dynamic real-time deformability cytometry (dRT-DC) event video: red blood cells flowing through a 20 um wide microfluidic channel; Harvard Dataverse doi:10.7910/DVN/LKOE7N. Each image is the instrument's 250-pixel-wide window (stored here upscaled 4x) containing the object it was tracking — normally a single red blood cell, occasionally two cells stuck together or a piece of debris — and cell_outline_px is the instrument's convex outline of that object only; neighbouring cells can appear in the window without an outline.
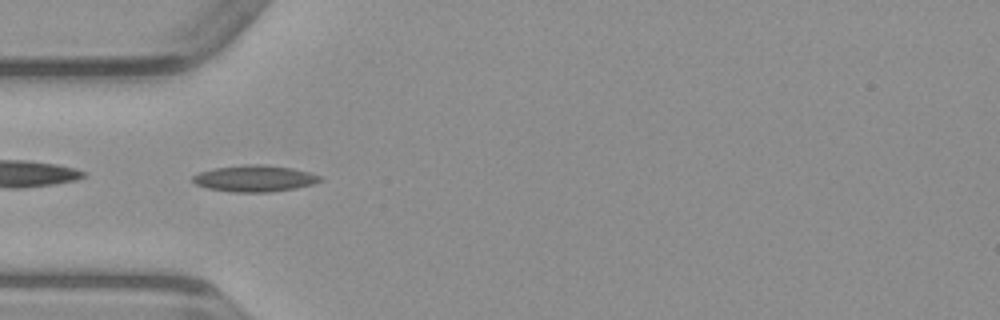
{"species": "common noctule bat (a hibernating species)", "species_latin": "Nyctalus noctula", "temperature_condition": "warm", "stored_images_in_passage": 35, "camera_frame_rate_fps": 3000, "um_per_image_px": 0.085, "animal": {"sex": "male", "body_mass_g": 23.1, "forearm_length_mm": 52.7}, "frame": {"image": 1, "passage_image": 1, "time_ms": 0.0, "image_size_px": [1000, 320], "cell_outline_px": [[324, 180], [312, 184], [292, 188], [268, 192], [232, 192], [208, 188], [196, 184], [192, 180], [192, 176], [200, 172], [216, 168], [244, 164], [260, 164], [292, 168], [308, 172], [320, 176]], "centroid_in_image_um": [21.63, 15.16], "position_along_channel_um": 63.4, "area_um2": 19.36}}
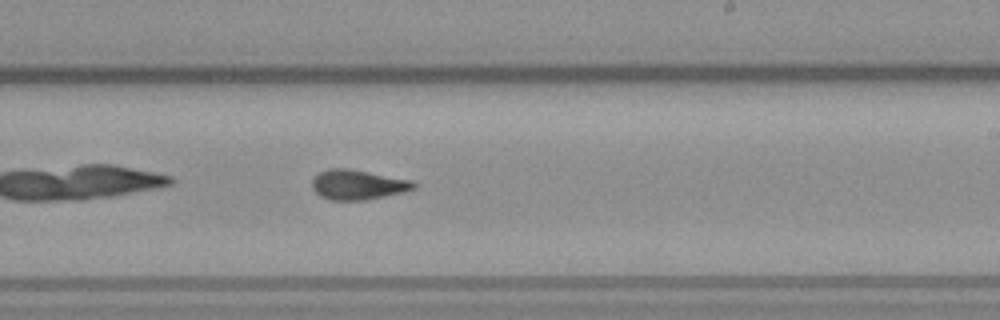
{"frame": {"image": 2, "passage_image": 15, "time_ms": 4.667, "image_size_px": [1000, 320], "cell_outline_px": [[416, 188], [404, 192], [364, 200], [332, 200], [320, 196], [312, 188], [312, 180], [320, 172], [328, 168], [348, 168], [412, 180], [416, 184]], "centroid_in_image_um": [30.42, 15.69], "position_along_channel_um": 258.6, "area_um2": 17.63}}
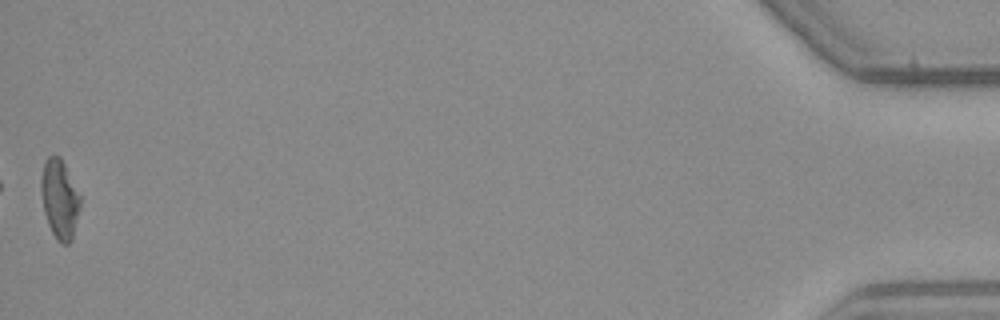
{"frame": {"image": 3, "passage_image": 35, "time_ms": 11.333, "image_size_px": [1000, 320], "cell_outline_px": [[80, 208], [72, 240], [68, 244], [60, 244], [52, 232], [48, 224], [44, 212], [40, 192], [40, 180], [44, 160], [48, 156], [60, 156], [80, 196]], "centroid_in_image_um": [5.05, 16.93], "position_along_channel_um": 430.2, "area_um2": 18.09}}